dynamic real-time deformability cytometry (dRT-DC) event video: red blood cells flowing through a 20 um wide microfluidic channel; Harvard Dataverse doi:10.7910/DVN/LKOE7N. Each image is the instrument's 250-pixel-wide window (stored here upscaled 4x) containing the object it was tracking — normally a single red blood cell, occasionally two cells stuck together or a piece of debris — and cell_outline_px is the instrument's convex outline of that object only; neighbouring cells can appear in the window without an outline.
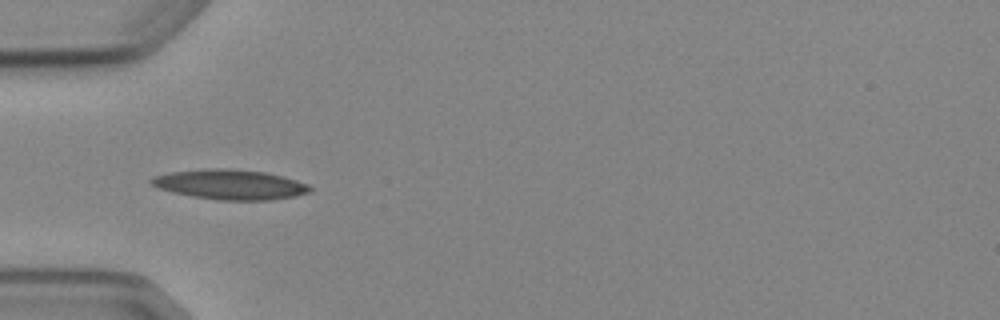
{"species": "Egyptian fruit bat (a non-hibernating species)", "species_latin": "Rousettus aegyptiacus", "temperature_condition": "cold", "stored_images_in_passage": 7, "camera_frame_rate_fps": 3000, "um_per_image_px": 0.085, "animal": {"sex": "female"}, "frame": {"image": 1, "passage_image": 5, "time_ms": 4.667, "image_size_px": [1000, 320], "cell_outline_px": [[312, 192], [296, 196], [272, 200], [216, 200], [192, 196], [172, 192], [156, 188], [148, 180], [152, 176], [172, 172], [208, 168], [216, 168], [264, 172], [296, 180], [308, 184], [312, 188]], "centroid_in_image_um": [19.54, 15.7], "position_along_channel_um": 65.5, "area_um2": 27.63}}
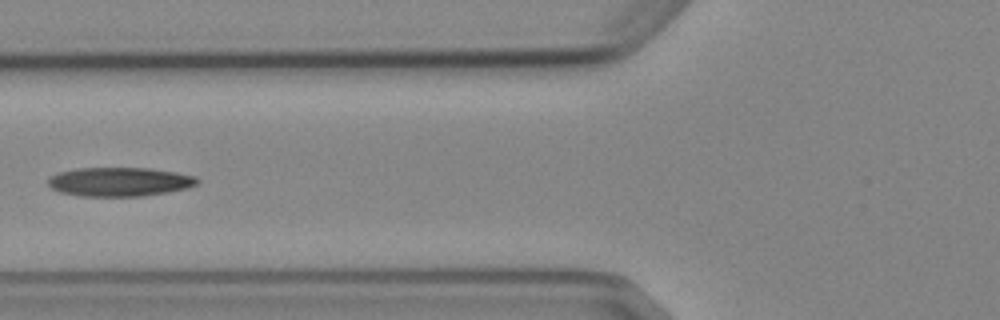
{"frame": {"image": 2, "passage_image": 6, "time_ms": 6.0, "image_size_px": [1000, 320], "cell_outline_px": [[200, 180], [196, 184], [188, 188], [168, 192], [144, 196], [80, 196], [60, 192], [52, 188], [48, 184], [48, 180], [52, 176], [60, 172], [76, 168], [148, 168], [176, 172], [196, 176]], "centroid_in_image_um": [10.19, 15.45], "position_along_channel_um": 115.6, "area_um2": 25.2}}